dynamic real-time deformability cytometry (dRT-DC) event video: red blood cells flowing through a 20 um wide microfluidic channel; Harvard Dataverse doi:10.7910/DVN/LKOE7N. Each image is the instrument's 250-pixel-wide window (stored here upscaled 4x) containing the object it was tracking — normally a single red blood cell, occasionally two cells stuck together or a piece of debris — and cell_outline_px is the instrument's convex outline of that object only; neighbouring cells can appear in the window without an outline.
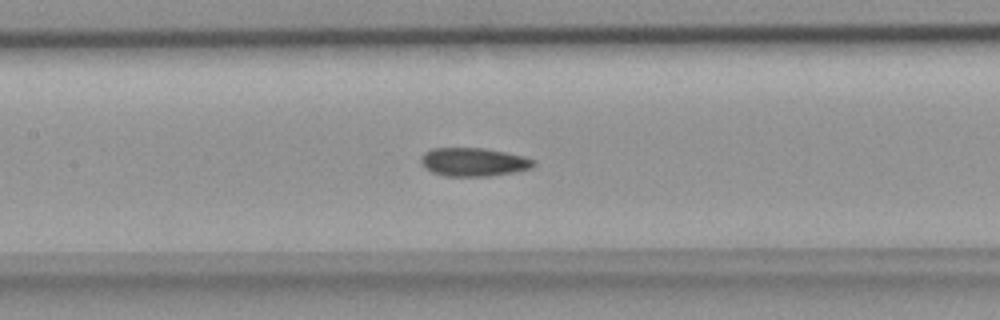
{"species": "common noctule bat (a hibernating species)", "species_latin": "Nyctalus noctula", "temperature_condition": "room temperature", "stored_images_in_passage": 28, "camera_frame_rate_fps": 3000, "um_per_image_px": 0.085, "animal": {"sex": "female", "body_mass_g": 18.4}, "frame": {"image": 1, "passage_image": 10, "time_ms": 3.0, "image_size_px": [1000, 320], "cell_outline_px": [[536, 164], [532, 168], [516, 172], [488, 176], [444, 176], [432, 172], [420, 160], [420, 156], [424, 152], [432, 148], [484, 148], [524, 156], [536, 160]], "centroid_in_image_um": [40.29, 13.77], "position_along_channel_um": 167.1, "area_um2": 18.73}}
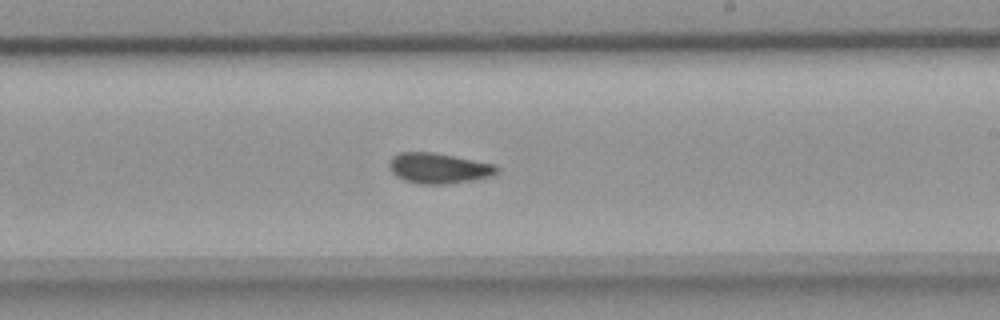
{"frame": {"image": 2, "passage_image": 16, "time_ms": 5.0, "image_size_px": [1000, 320], "cell_outline_px": [[500, 172], [492, 176], [472, 180], [444, 184], [416, 184], [404, 180], [396, 176], [388, 168], [388, 164], [392, 156], [400, 152], [432, 152], [496, 164], [500, 168]], "centroid_in_image_um": [37.29, 14.3], "position_along_channel_um": 251.7, "area_um2": 19.31}}
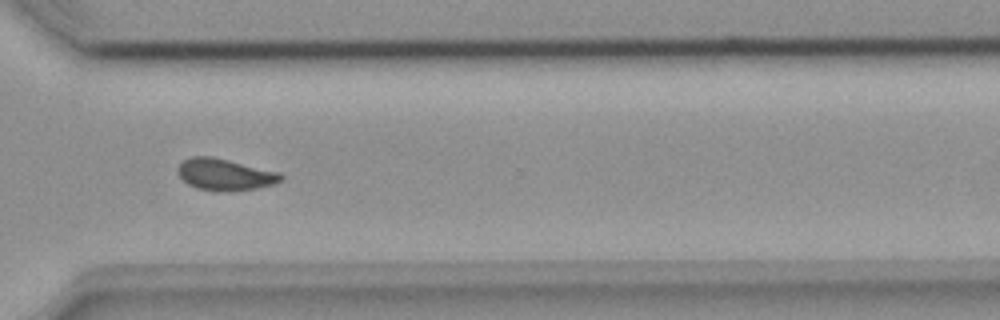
{"frame": {"image": 3, "passage_image": 23, "time_ms": 7.333, "image_size_px": [1000, 320], "cell_outline_px": [[284, 180], [272, 184], [256, 188], [220, 192], [196, 188], [188, 184], [176, 172], [176, 168], [184, 160], [192, 156], [212, 156], [280, 172], [284, 176]], "centroid_in_image_um": [19.11, 14.83], "position_along_channel_um": 351.5, "area_um2": 19.07}}